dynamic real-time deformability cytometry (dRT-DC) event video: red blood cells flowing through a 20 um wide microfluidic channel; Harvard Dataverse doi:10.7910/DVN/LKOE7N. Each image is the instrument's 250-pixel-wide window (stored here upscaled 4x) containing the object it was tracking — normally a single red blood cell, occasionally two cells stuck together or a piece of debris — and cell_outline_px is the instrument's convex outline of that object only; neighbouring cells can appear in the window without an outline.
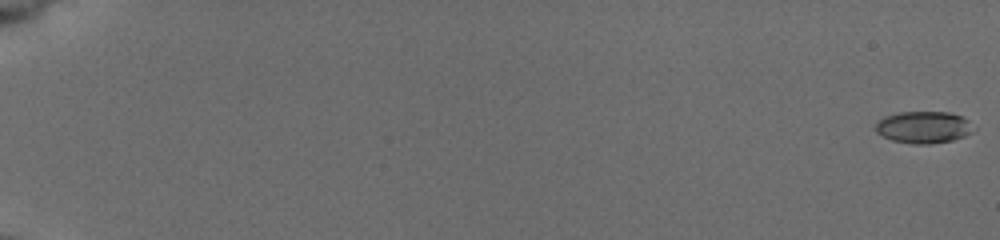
{"species": "common noctule bat (a hibernating species)", "species_latin": "Nyctalus noctula", "temperature_condition": "cold", "stored_images_in_passage": 9, "camera_frame_rate_fps": 3000, "um_per_image_px": 0.085, "animal": {"sex": "female", "body_mass_g": 19.5, "forearm_length_mm": 54.1}, "frame": {"image": 1, "passage_image": 1, "time_ms": 0.0, "image_size_px": [1000, 240], "cell_outline_px": [[976, 128], [972, 132], [964, 136], [952, 140], [928, 144], [912, 144], [892, 140], [876, 132], [876, 120], [884, 116], [900, 112], [948, 112], [964, 116]], "centroid_in_image_um": [78.52, 10.8], "position_along_channel_um": 6.5, "area_um2": 18.38}}